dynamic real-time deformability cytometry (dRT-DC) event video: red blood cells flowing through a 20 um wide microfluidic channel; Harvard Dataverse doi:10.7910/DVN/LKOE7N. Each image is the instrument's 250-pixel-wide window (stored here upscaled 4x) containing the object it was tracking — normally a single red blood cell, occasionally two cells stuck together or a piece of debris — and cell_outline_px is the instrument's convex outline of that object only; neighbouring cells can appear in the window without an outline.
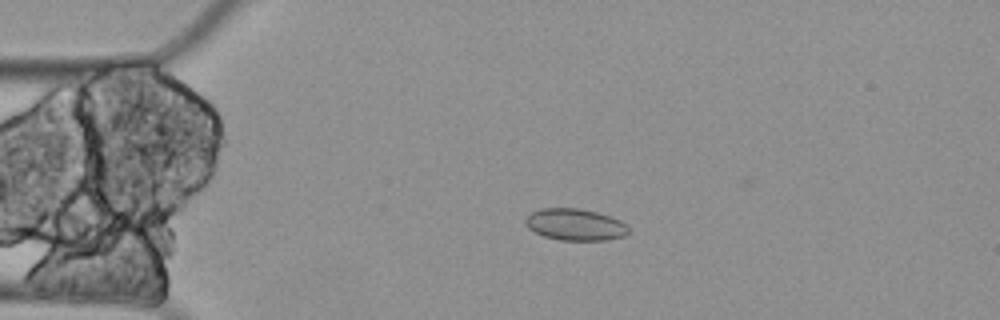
{"species": "Egyptian fruit bat (a non-hibernating species)", "species_latin": "Rousettus aegyptiacus", "temperature_condition": "cold", "stored_images_in_passage": 4, "camera_frame_rate_fps": 3000, "um_per_image_px": 0.085, "animal": {"sex": "female"}, "frame": {"image": 1, "passage_image": 3, "time_ms": 0.667, "image_size_px": [1000, 320], "cell_outline_px": [[628, 232], [624, 236], [604, 240], [560, 240], [544, 236], [528, 228], [524, 224], [524, 220], [532, 212], [540, 208], [580, 208], [596, 212], [620, 220], [628, 228]], "centroid_in_image_um": [48.85, 19.08], "position_along_channel_um": 36.1, "area_um2": 18.9}}